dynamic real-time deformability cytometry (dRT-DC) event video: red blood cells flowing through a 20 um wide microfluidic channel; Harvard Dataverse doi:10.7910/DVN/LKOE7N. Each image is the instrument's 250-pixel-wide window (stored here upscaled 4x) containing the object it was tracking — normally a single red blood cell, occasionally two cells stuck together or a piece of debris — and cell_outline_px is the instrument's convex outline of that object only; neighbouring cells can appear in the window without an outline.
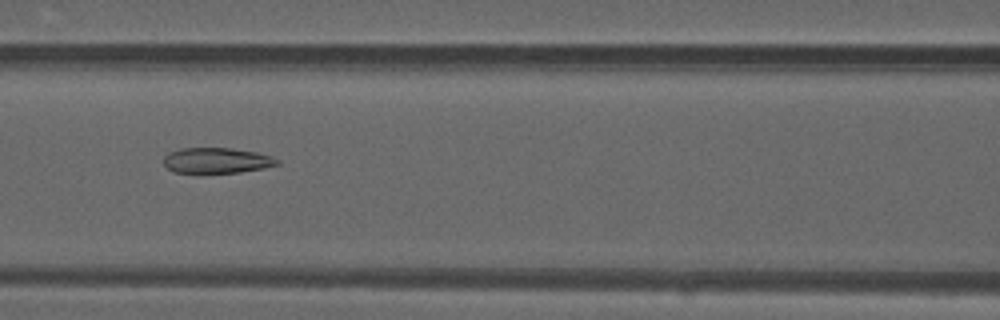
{"species": "common noctule bat (a hibernating species)", "species_latin": "Nyctalus noctula", "temperature_condition": "warm", "stored_images_in_passage": 49, "camera_frame_rate_fps": 3000, "um_per_image_px": 0.085, "animal": {"sex": "male", "forearm_length_mm": 52.5}, "frame": {"image": 1, "passage_image": 22, "time_ms": 7.0, "image_size_px": [1000, 320], "cell_outline_px": [[280, 164], [264, 168], [240, 172], [200, 176], [172, 172], [164, 164], [164, 156], [168, 152], [180, 148], [232, 148], [256, 152], [280, 160]], "centroid_in_image_um": [18.35, 13.69], "position_along_channel_um": 148.3, "area_um2": 17.74}}
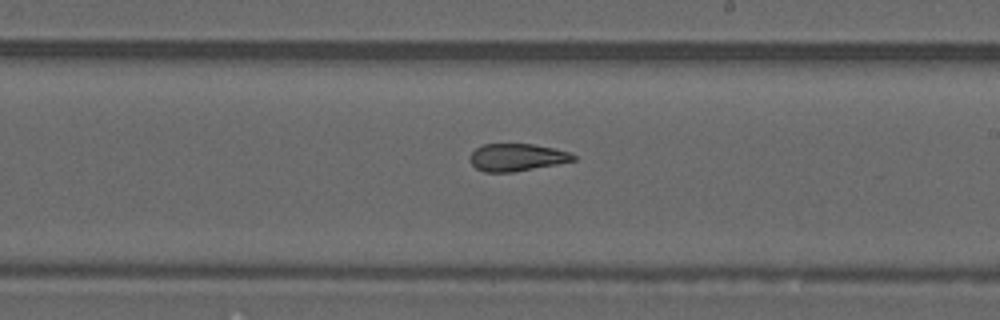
{"frame": {"image": 2, "passage_image": 29, "time_ms": 9.333, "image_size_px": [1000, 320], "cell_outline_px": [[576, 160], [556, 164], [512, 172], [484, 172], [476, 168], [472, 164], [468, 156], [476, 148], [484, 144], [532, 144], [552, 148], [568, 152], [576, 156]], "centroid_in_image_um": [43.89, 13.37], "position_along_channel_um": 245.1, "area_um2": 16.36}}
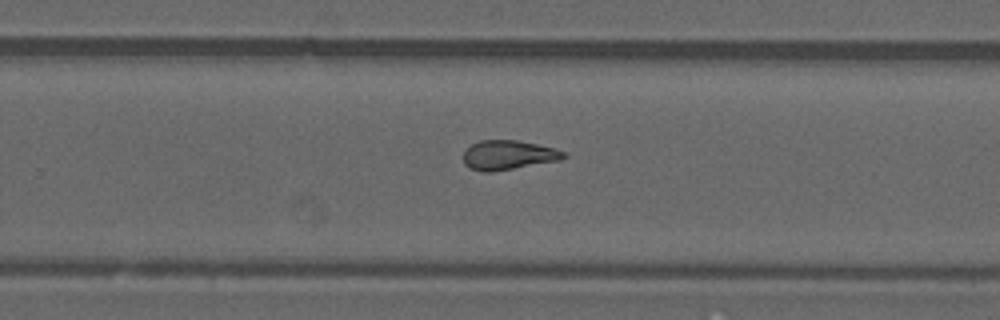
{"frame": {"image": 3, "passage_image": 32, "time_ms": 10.333, "image_size_px": [1000, 320], "cell_outline_px": [[568, 156], [560, 160], [492, 172], [480, 172], [468, 168], [464, 164], [464, 152], [472, 144], [480, 140], [516, 140], [556, 148], [564, 152]], "centroid_in_image_um": [43.19, 13.19], "position_along_channel_um": 286.6, "area_um2": 17.22}, "authors_computed_cell_mechanics": {"area_um2": 18.785, "velocity_mm_per_s": 4.1658, "shape_relaxation_time_tau1_ms": null, "shape_relaxation_time_tau2_ms": 2.2323, "deformation_change_tau1": null, "deformation_change_tau2": 0.0983}}